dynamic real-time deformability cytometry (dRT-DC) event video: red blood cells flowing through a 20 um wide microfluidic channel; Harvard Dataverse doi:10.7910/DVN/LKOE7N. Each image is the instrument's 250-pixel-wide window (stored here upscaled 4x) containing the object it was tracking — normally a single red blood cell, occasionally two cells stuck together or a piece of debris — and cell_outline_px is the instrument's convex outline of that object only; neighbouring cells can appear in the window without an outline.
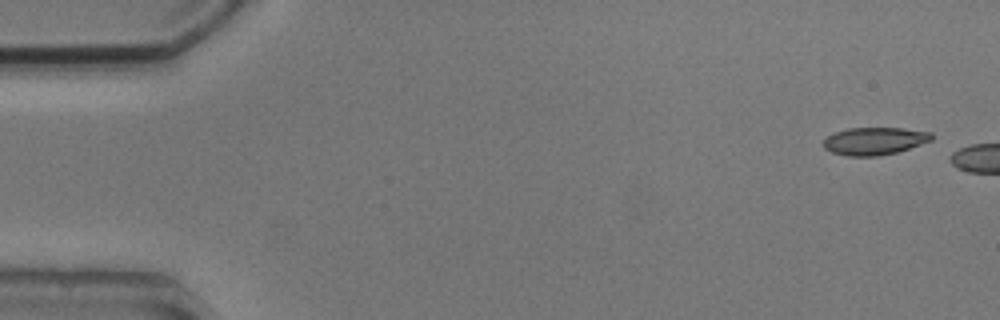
{"species": "common noctule bat (a hibernating species)", "species_latin": "Nyctalus noctula", "temperature_condition": "cold", "stored_images_in_passage": 3, "camera_frame_rate_fps": 3000, "um_per_image_px": 0.085, "animal": {"sex": "male", "body_mass_g": 20.5, "forearm_length_mm": 52.5}, "frame": {"image": 1, "passage_image": 1, "time_ms": 0.0, "image_size_px": [1000, 320], "cell_outline_px": [[932, 140], [896, 152], [876, 156], [848, 156], [832, 152], [824, 148], [824, 140], [828, 136], [836, 132], [848, 128], [904, 128], [932, 132]], "centroid_in_image_um": [74.33, 11.98], "position_along_channel_um": 10.7, "area_um2": 17.17}}